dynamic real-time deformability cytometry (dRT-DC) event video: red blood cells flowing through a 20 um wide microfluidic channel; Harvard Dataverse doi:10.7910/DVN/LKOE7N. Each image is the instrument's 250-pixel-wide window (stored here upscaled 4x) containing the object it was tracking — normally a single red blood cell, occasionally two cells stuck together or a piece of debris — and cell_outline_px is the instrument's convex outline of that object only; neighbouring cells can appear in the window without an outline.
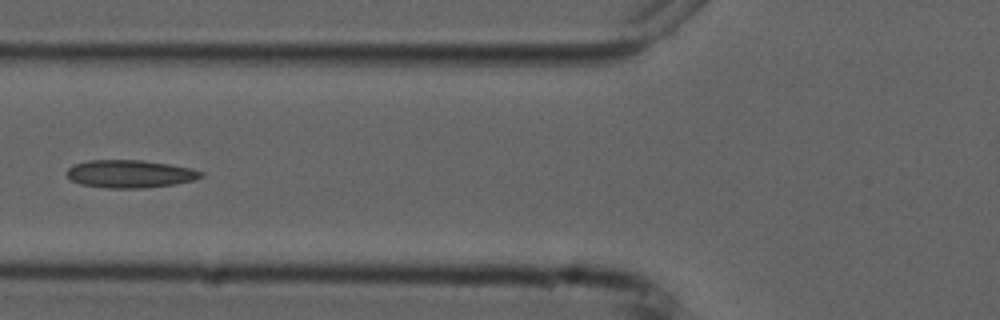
{"species": "common noctule bat (a hibernating species)", "species_latin": "Nyctalus noctula", "temperature_condition": "cold", "stored_images_in_passage": 5, "camera_frame_rate_fps": 3000, "um_per_image_px": 0.085, "animal": {"sex": "male", "forearm_length_mm": 52.5}, "frame": {"image": 1, "passage_image": 4, "time_ms": 3.333, "image_size_px": [1000, 320], "cell_outline_px": [[204, 176], [192, 180], [172, 184], [144, 188], [108, 188], [80, 184], [72, 180], [68, 176], [68, 168], [72, 164], [88, 160], [140, 160], [168, 164], [192, 168], [204, 172]], "centroid_in_image_um": [11.04, 14.77], "position_along_channel_um": 114.8, "area_um2": 21.62}}
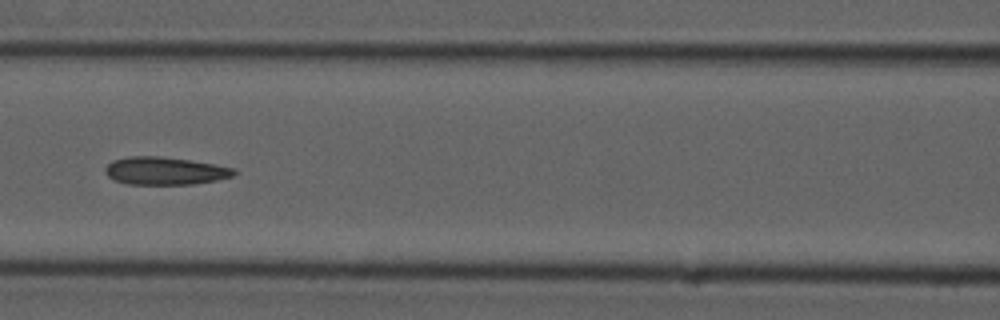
{"frame": {"image": 2, "passage_image": 5, "time_ms": 4.333, "image_size_px": [1000, 320], "cell_outline_px": [[236, 172], [232, 176], [216, 180], [192, 184], [128, 184], [116, 180], [108, 176], [104, 172], [104, 168], [112, 160], [128, 156], [160, 156], [216, 164], [236, 168]], "centroid_in_image_um": [14.01, 14.51], "position_along_channel_um": 152.6, "area_um2": 20.81}}